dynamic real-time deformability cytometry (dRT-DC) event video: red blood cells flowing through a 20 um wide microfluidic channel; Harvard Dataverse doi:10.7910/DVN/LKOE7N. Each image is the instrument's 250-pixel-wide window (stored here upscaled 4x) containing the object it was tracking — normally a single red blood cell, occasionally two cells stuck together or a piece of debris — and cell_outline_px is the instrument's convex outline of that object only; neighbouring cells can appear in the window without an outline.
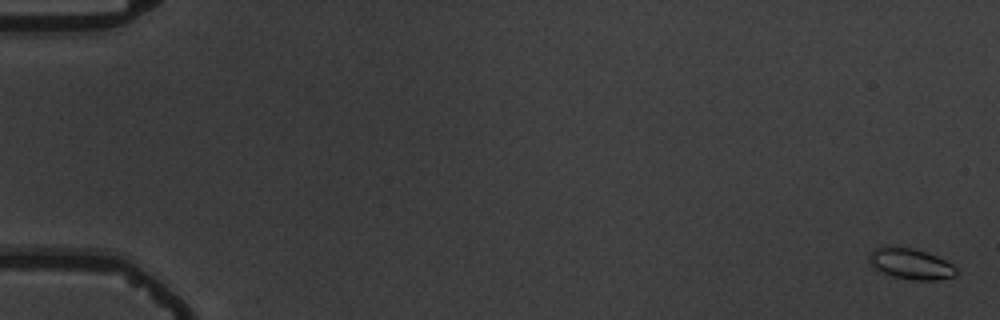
{"species": "common noctule bat (a hibernating species)", "species_latin": "Nyctalus noctula", "temperature_condition": "warm", "stored_images_in_passage": 7, "camera_frame_rate_fps": 3000, "um_per_image_px": 0.085, "animal": {"sex": "male", "body_mass_g": 19.5, "forearm_length_mm": 54.6}, "frame": {"image": 1, "passage_image": 1, "time_ms": 0.0, "image_size_px": [1000, 320], "cell_outline_px": [[956, 276], [936, 280], [912, 280], [892, 276], [880, 272], [868, 260], [868, 256], [876, 248], [884, 244], [916, 248], [936, 256], [952, 264], [956, 268]], "centroid_in_image_um": [77.38, 22.4], "position_along_channel_um": 7.6, "area_um2": 15.9}}
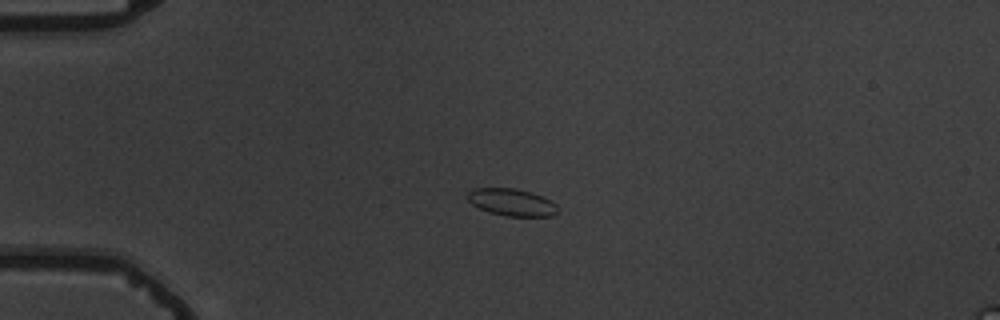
{"frame": {"image": 2, "passage_image": 5, "time_ms": 4.667, "image_size_px": [1000, 320], "cell_outline_px": [[556, 212], [552, 216], [508, 216], [488, 212], [472, 204], [468, 200], [468, 192], [472, 188], [516, 188], [532, 192], [556, 204]], "centroid_in_image_um": [43.46, 17.18], "position_along_channel_um": 41.5, "area_um2": 14.1}}